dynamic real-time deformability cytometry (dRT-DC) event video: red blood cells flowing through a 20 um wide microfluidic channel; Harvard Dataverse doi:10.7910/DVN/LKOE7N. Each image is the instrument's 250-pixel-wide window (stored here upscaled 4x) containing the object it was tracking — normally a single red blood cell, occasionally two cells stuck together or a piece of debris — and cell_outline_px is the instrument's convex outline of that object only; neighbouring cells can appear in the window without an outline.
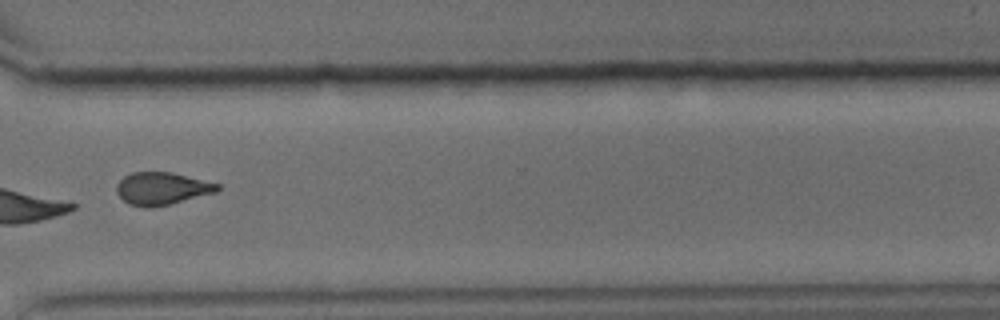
{"species": "common noctule bat (a hibernating species)", "species_latin": "Nyctalus noctula", "temperature_condition": "cold", "stored_images_in_passage": 14, "camera_frame_rate_fps": 3000, "um_per_image_px": 0.085, "animal": {"sex": "male", "body_mass_g": 15.6}, "frame": {"image": 1, "passage_image": 12, "time_ms": 13.667, "image_size_px": [1000, 320], "cell_outline_px": [[220, 188], [216, 192], [152, 208], [144, 208], [128, 204], [116, 192], [116, 184], [124, 176], [132, 172], [172, 172], [220, 184]], "centroid_in_image_um": [13.73, 16.02], "position_along_channel_um": 356.9, "area_um2": 19.07}, "authors_computed_cell_mechanics": {"area_um2": 19.5075, "velocity_mm_per_s": 3.692, "shape_relaxation_time_tau1_ms": null, "shape_relaxation_time_tau2_ms": 3.3765, "deformation_change_tau1": null, "deformation_change_tau2": 0.0964}}